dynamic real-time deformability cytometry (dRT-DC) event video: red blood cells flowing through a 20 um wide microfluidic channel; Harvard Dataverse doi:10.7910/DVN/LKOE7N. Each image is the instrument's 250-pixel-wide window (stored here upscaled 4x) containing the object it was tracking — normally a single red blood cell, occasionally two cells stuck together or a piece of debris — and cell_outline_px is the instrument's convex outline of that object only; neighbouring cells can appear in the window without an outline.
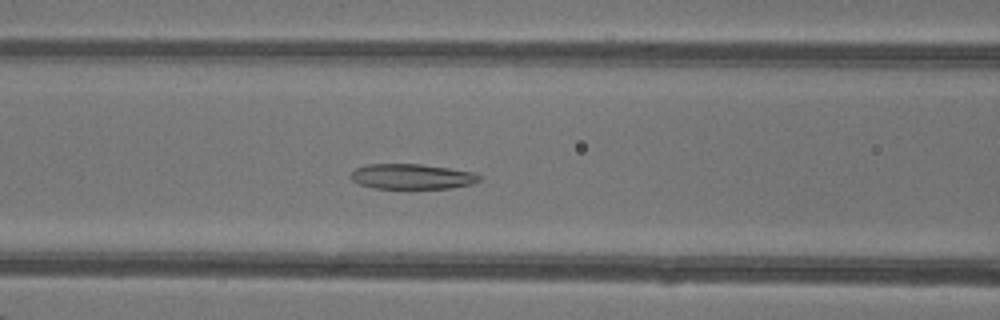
{"species": "common noctule bat (a hibernating species)", "species_latin": "Nyctalus noctula", "temperature_condition": "warm", "stored_images_in_passage": 47, "camera_frame_rate_fps": 3000, "um_per_image_px": 0.085, "animal": {"sex": "female"}, "frame": {"image": 1, "passage_image": 20, "time_ms": 6.333, "image_size_px": [1000, 320], "cell_outline_px": [[480, 180], [472, 184], [452, 188], [372, 188], [360, 184], [352, 180], [348, 176], [356, 168], [364, 164], [420, 164], [448, 168], [472, 172], [480, 176]], "centroid_in_image_um": [34.97, 15.0], "position_along_channel_um": 131.6, "area_um2": 18.84}}
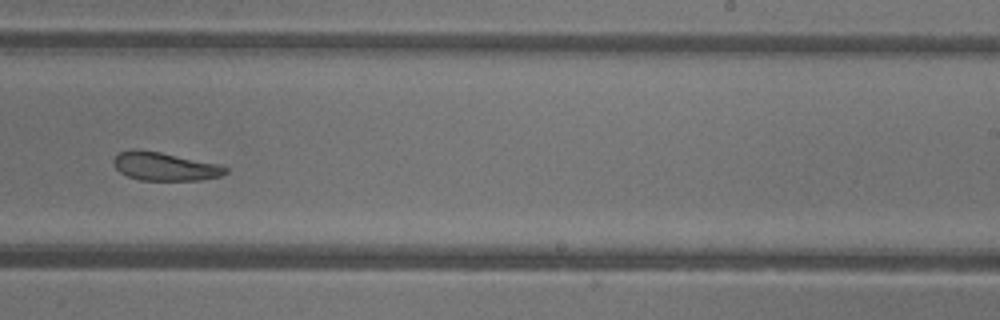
{"frame": {"image": 2, "passage_image": 30, "time_ms": 9.667, "image_size_px": [1000, 320], "cell_outline_px": [[228, 172], [220, 176], [200, 180], [140, 180], [128, 176], [120, 172], [112, 164], [112, 160], [120, 152], [132, 148], [140, 148], [220, 164], [228, 168]], "centroid_in_image_um": [13.99, 14.13], "position_along_channel_um": 275.0, "area_um2": 18.67}}
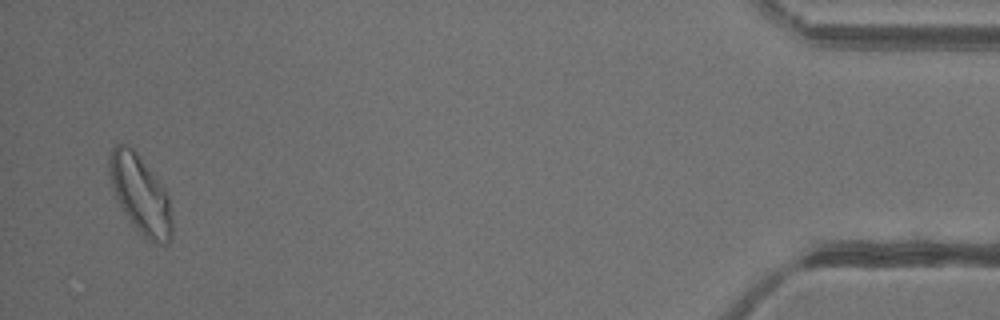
{"frame": {"image": 3, "passage_image": 46, "time_ms": 15.0, "image_size_px": [1000, 320], "cell_outline_px": [[172, 236], [168, 244], [156, 244], [136, 232], [124, 212], [112, 188], [108, 176], [108, 160], [112, 148], [116, 144], [124, 144], [132, 148], [136, 152], [168, 192], [172, 220]], "centroid_in_image_um": [11.93, 16.56], "position_along_channel_um": 423.3, "area_um2": 28.84}, "authors_computed_cell_mechanics": {"area_um2": 22.5998, "velocity_mm_per_s": 4.3158, "shape_relaxation_time_tau1_ms": 9.2565, "shape_relaxation_time_tau2_ms": 5.8234, "deformation_change_tau1": 0.2226, "deformation_change_tau2": 0.1513}}